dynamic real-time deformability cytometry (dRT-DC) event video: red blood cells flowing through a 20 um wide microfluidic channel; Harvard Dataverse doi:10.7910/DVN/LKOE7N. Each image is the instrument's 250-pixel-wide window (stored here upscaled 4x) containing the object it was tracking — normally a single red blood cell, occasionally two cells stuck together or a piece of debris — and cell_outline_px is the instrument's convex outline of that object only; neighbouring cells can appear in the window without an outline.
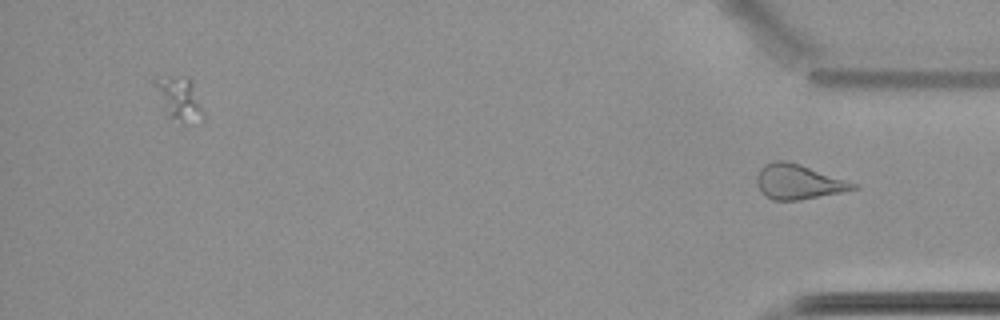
{"species": "common noctule bat (a hibernating species)", "species_latin": "Nyctalus noctula", "temperature_condition": "cold", "stored_images_in_passage": 47, "segment_of_instrument_passage": [3, 3], "camera_frame_rate_fps": 3000, "um_per_image_px": 0.085, "animal": {"sex": "female", "body_mass_g": 22.7, "forearm_length_mm": 54.2}, "frame": {"image": 1, "passage_image": 47, "time_ms": 15.333, "image_size_px": [1000, 320], "cell_outline_px": [[860, 188], [840, 192], [796, 200], [772, 200], [756, 184], [756, 176], [760, 168], [764, 164], [776, 160], [784, 160], [800, 164], [860, 184]], "centroid_in_image_um": [67.88, 15.43], "position_along_channel_um": 367.3, "area_um2": 19.42}}